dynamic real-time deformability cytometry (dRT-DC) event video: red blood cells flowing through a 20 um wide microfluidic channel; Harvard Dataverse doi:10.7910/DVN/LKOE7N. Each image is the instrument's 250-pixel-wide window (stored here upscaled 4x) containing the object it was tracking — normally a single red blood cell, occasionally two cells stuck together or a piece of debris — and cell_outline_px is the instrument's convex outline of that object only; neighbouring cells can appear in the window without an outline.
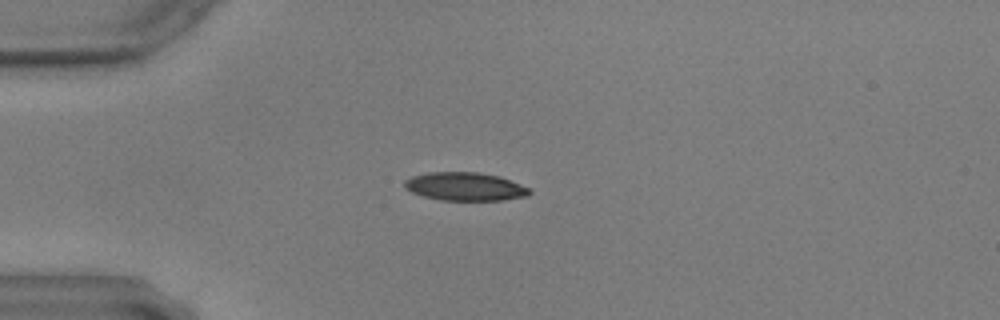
{"species": "common noctule bat (a hibernating species)", "species_latin": "Nyctalus noctula", "temperature_condition": "warm", "stored_images_in_passage": 44, "camera_frame_rate_fps": 3000, "um_per_image_px": 0.085, "animal": {"sex": "male", "body_mass_g": 17.9, "forearm_length_mm": 54.2}, "frame": {"image": 1, "passage_image": 1, "time_ms": 0.0, "image_size_px": [1000, 320], "cell_outline_px": [[532, 192], [528, 196], [504, 200], [440, 200], [424, 196], [412, 192], [404, 188], [404, 180], [412, 176], [428, 172], [476, 172], [500, 176], [520, 184], [528, 188]], "centroid_in_image_um": [39.52, 15.85], "position_along_channel_um": 45.5, "area_um2": 20.63}}
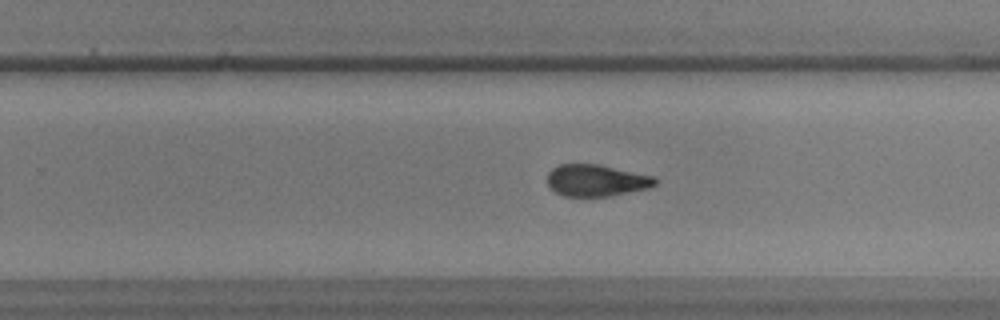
{"frame": {"image": 2, "passage_image": 23, "time_ms": 7.333, "image_size_px": [1000, 320], "cell_outline_px": [[656, 184], [648, 188], [608, 196], [564, 196], [548, 188], [548, 172], [552, 168], [560, 164], [600, 164], [656, 176]], "centroid_in_image_um": [50.68, 15.32], "position_along_channel_um": 279.1, "area_um2": 20.06}}
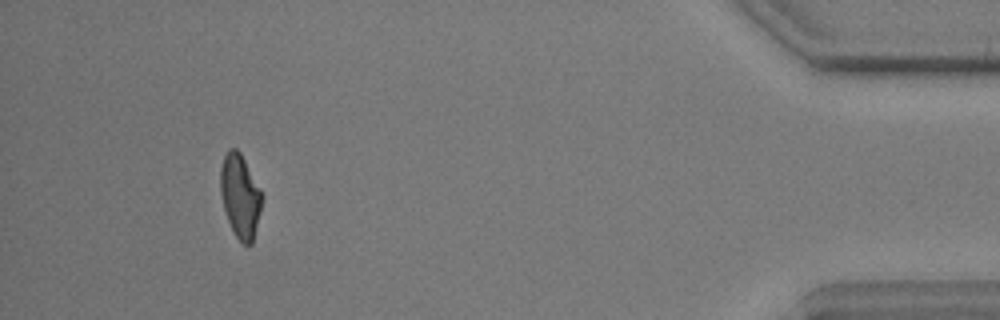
{"frame": {"image": 3, "passage_image": 40, "time_ms": 13.0, "image_size_px": [1000, 320], "cell_outline_px": [[264, 196], [252, 244], [244, 244], [236, 236], [228, 220], [224, 208], [220, 192], [220, 168], [224, 156], [228, 148], [236, 148], [240, 152], [260, 188]], "centroid_in_image_um": [20.42, 16.63], "position_along_channel_um": 414.8, "area_um2": 20.11}}